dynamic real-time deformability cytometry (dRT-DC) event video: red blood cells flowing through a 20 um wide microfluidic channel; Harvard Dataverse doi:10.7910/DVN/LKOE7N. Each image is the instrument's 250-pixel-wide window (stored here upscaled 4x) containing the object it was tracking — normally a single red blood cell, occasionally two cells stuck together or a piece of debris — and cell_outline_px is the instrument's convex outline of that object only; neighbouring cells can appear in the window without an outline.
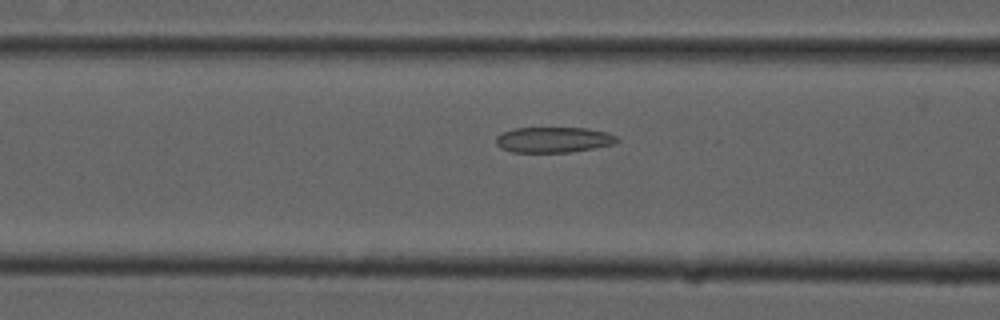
{"species": "common noctule bat (a hibernating species)", "species_latin": "Nyctalus noctula", "temperature_condition": "cold", "stored_images_in_passage": 30, "camera_frame_rate_fps": 3000, "um_per_image_px": 0.085, "animal": {"sex": "male", "forearm_length_mm": 52.5}, "frame": {"image": 1, "passage_image": 6, "time_ms": 1.667, "image_size_px": [1000, 320], "cell_outline_px": [[620, 140], [616, 144], [568, 152], [512, 152], [500, 148], [496, 144], [496, 136], [504, 132], [516, 128], [588, 128], [608, 132], [616, 136]], "centroid_in_image_um": [47.07, 11.88], "position_along_channel_um": 119.5, "area_um2": 18.03}}
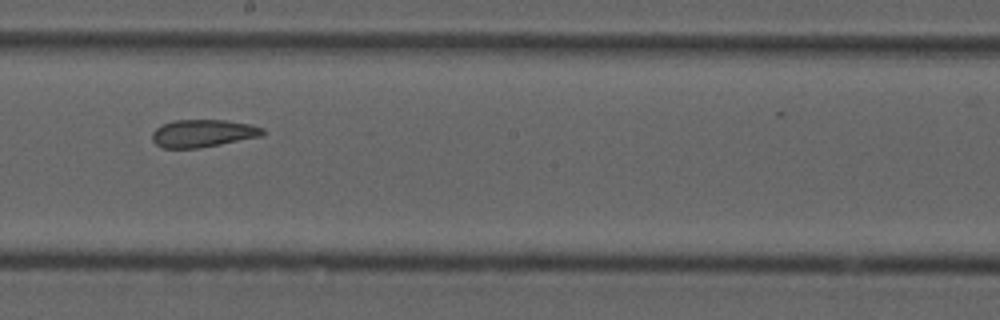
{"frame": {"image": 2, "passage_image": 15, "time_ms": 4.667, "image_size_px": [1000, 320], "cell_outline_px": [[264, 132], [260, 136], [200, 148], [160, 148], [152, 140], [152, 132], [156, 128], [172, 120], [224, 120], [252, 124], [264, 128]], "centroid_in_image_um": [17.22, 11.33], "position_along_channel_um": 231.0, "area_um2": 17.74}}
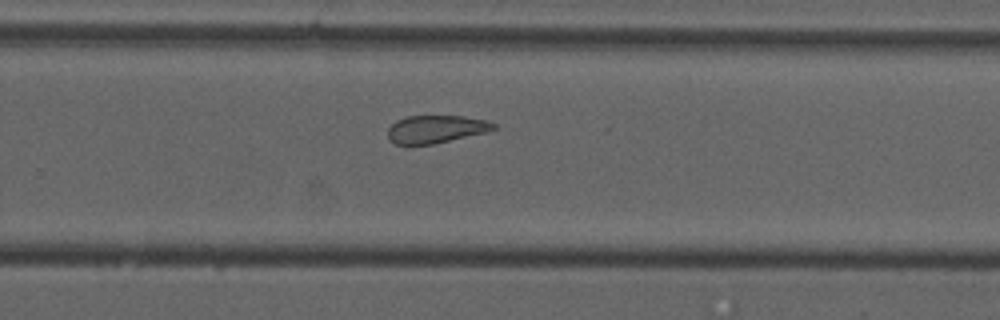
{"frame": {"image": 3, "passage_image": 20, "time_ms": 6.333, "image_size_px": [1000, 320], "cell_outline_px": [[496, 128], [488, 132], [432, 144], [396, 144], [388, 140], [388, 128], [396, 120], [408, 116], [464, 116], [488, 120], [496, 124]], "centroid_in_image_um": [37.07, 10.97], "position_along_channel_um": 292.7, "area_um2": 17.17}, "authors_computed_cell_mechanics": {"area_um2": 18.3226, "velocity_mm_per_s": 3.7185, "shape_relaxation_time_tau1_ms": null, "shape_relaxation_time_tau2_ms": 1.9405, "deformation_change_tau1": null, "deformation_change_tau2": 0.0753}}